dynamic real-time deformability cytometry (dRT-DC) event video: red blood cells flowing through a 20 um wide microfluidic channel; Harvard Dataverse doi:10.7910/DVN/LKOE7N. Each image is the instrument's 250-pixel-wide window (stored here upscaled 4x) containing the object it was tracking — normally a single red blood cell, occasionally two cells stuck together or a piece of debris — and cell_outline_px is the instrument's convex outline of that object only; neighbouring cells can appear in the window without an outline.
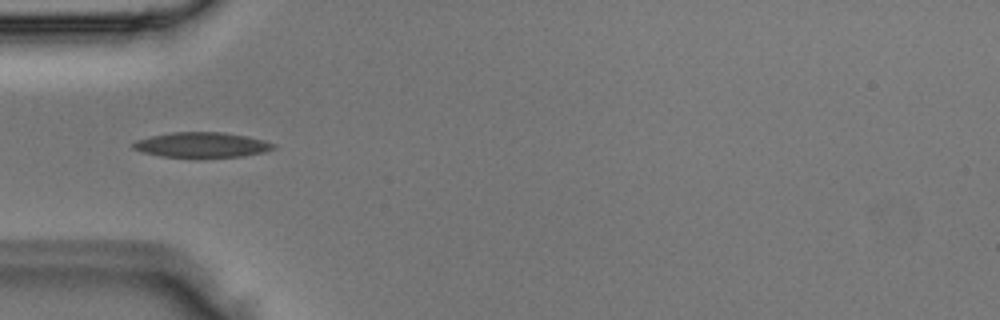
{"species": "Egyptian fruit bat (a non-hibernating species)", "species_latin": "Rousettus aegyptiacus", "temperature_condition": "room temperature", "stored_images_in_passage": 3, "camera_frame_rate_fps": 3000, "um_per_image_px": 0.085, "animal": {"sex": "male"}, "frame": {"image": 1, "passage_image": 3, "time_ms": 0.667, "image_size_px": [1000, 320], "cell_outline_px": [[276, 148], [264, 152], [240, 156], [160, 156], [144, 152], [132, 148], [132, 144], [136, 140], [152, 136], [172, 132], [224, 132], [248, 136], [264, 140], [276, 144]], "centroid_in_image_um": [17.19, 12.29], "position_along_channel_um": 67.8, "area_um2": 20.17}}